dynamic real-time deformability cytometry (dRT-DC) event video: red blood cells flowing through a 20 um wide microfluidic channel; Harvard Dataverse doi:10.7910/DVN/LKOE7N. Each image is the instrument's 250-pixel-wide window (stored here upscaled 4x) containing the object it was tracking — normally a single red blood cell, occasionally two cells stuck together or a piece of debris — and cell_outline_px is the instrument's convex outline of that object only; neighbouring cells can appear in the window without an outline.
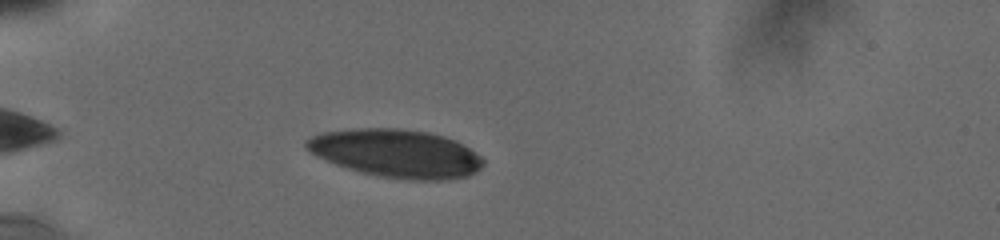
{"species": "human", "species_latin": "Homo sapiens", "temperature_condition": "cold", "stored_images_in_passage": 73, "camera_frame_rate_fps": 3000, "um_per_image_px": 0.085, "donor": {"sex": "male"}, "frame": {"image": 1, "passage_image": 14, "time_ms": 1.667, "image_size_px": [1000, 240], "cell_outline_px": [[484, 164], [480, 168], [468, 176], [444, 180], [420, 180], [380, 176], [364, 172], [336, 164], [316, 156], [304, 144], [304, 140], [320, 132], [352, 128], [400, 128], [428, 132], [444, 136], [456, 140], [464, 144], [476, 152], [484, 160]], "centroid_in_image_um": [33.7, 13.01], "position_along_channel_um": 51.3, "area_um2": 49.48}}
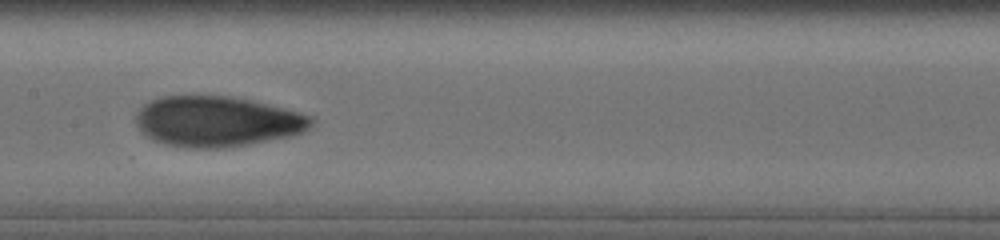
{"frame": {"image": 2, "passage_image": 42, "time_ms": 6.0, "image_size_px": [1000, 240], "cell_outline_px": [[316, 120], [304, 132], [292, 136], [248, 144], [220, 148], [188, 148], [164, 144], [152, 140], [144, 136], [140, 132], [136, 124], [136, 112], [144, 104], [152, 100], [164, 96], [232, 96], [252, 100], [300, 112], [312, 116]], "centroid_in_image_um": [18.44, 10.33], "position_along_channel_um": 189.0, "area_um2": 51.96}}
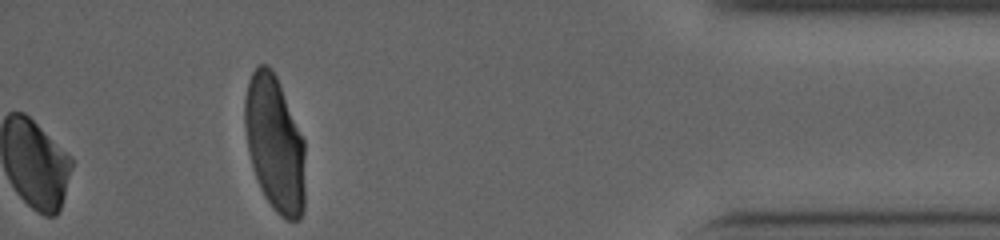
{"frame": {"image": 3, "passage_image": 73, "time_ms": 13.0, "image_size_px": [1000, 240], "cell_outline_px": [[304, 212], [300, 220], [288, 220], [280, 216], [272, 208], [264, 196], [260, 188], [252, 168], [248, 152], [244, 124], [244, 96], [248, 80], [252, 72], [260, 64], [268, 64], [272, 68], [276, 76], [304, 140]], "centroid_in_image_um": [23.33, 12.23], "position_along_channel_um": 411.9, "area_um2": 48.09}, "authors_computed_cell_mechanics": {"area_um2": 49.3034, "velocity_mm_per_s": 3.8, "shape_relaxation_time_tau1_ms": 5.7141, "shape_relaxation_time_tau2_ms": 1.3153, "deformation_change_tau1": 0.2034, "deformation_change_tau2": 0.0562}}